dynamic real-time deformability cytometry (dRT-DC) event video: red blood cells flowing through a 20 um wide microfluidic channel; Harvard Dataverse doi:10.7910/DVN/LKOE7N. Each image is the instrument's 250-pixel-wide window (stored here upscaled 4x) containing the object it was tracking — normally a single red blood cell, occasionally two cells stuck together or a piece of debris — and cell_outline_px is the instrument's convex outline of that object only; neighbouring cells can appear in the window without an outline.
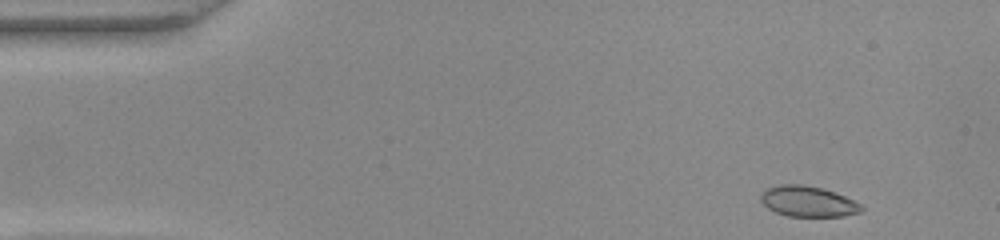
{"species": "common noctule bat (a hibernating species)", "species_latin": "Nyctalus noctula", "temperature_condition": "warm", "stored_images_in_passage": 48, "camera_frame_rate_fps": 3000, "um_per_image_px": 0.085, "animal": {"sex": "female", "body_mass_g": 22.0, "forearm_length_mm": 56.7}, "frame": {"image": 1, "passage_image": 1, "time_ms": 0.0, "image_size_px": [1000, 240], "cell_outline_px": [[864, 208], [860, 212], [844, 216], [788, 216], [776, 212], [768, 208], [760, 200], [760, 196], [768, 188], [780, 184], [804, 184], [820, 188], [844, 196], [860, 204]], "centroid_in_image_um": [68.66, 17.12], "position_along_channel_um": 16.3, "area_um2": 17.69}}
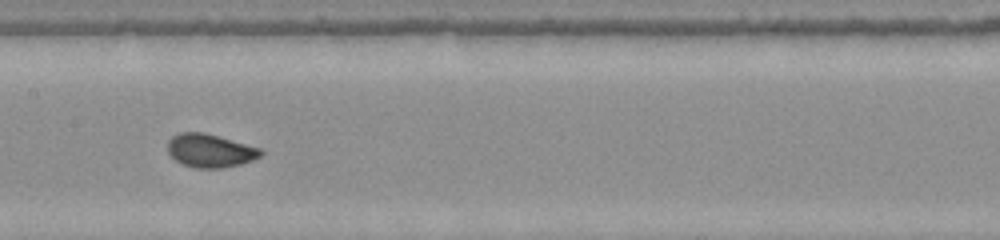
{"frame": {"image": 2, "passage_image": 22, "time_ms": 7.0, "image_size_px": [1000, 240], "cell_outline_px": [[264, 152], [260, 156], [252, 160], [240, 164], [224, 168], [196, 168], [184, 164], [176, 160], [168, 152], [168, 140], [172, 136], [180, 132], [204, 132], [260, 148]], "centroid_in_image_um": [17.85, 12.8], "position_along_channel_um": 189.5, "area_um2": 17.98}}
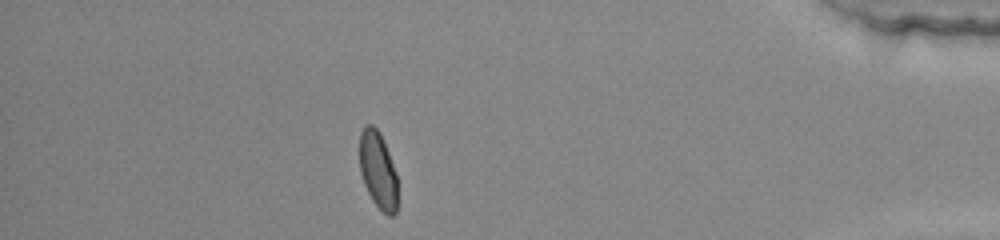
{"frame": {"image": 3, "passage_image": 42, "time_ms": 13.667, "image_size_px": [1000, 240], "cell_outline_px": [[396, 212], [392, 216], [388, 216], [372, 200], [364, 184], [360, 172], [360, 132], [364, 124], [372, 124], [380, 132], [396, 172]], "centroid_in_image_um": [32.11, 14.42], "position_along_channel_um": 403.1, "area_um2": 16.88}, "authors_computed_cell_mechanics": {"area_um2": 17.8313, "velocity_mm_per_s": 3.9137, "shape_relaxation_time_tau1_ms": 3.9556, "shape_relaxation_time_tau2_ms": null, "deformation_change_tau1": 0.1294, "deformation_change_tau2": null}}